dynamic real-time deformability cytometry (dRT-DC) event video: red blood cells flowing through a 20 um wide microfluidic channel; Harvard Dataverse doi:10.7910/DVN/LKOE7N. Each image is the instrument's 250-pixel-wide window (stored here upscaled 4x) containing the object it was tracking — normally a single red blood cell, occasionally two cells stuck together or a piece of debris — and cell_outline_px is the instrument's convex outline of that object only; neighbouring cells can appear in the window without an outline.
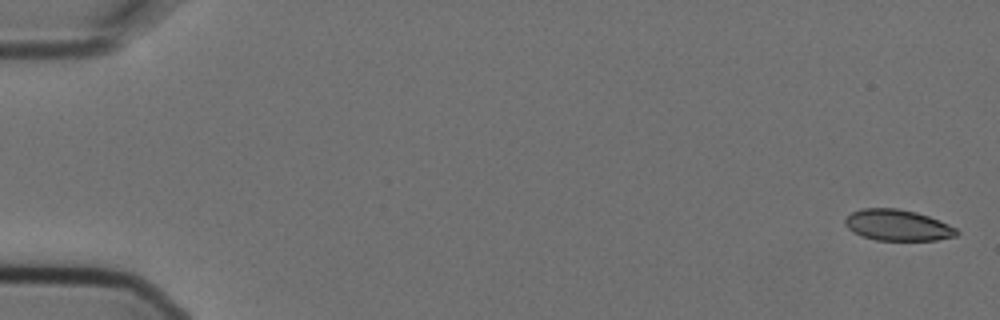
{"species": "Egyptian fruit bat (a non-hibernating species)", "species_latin": "Rousettus aegyptiacus", "temperature_condition": "cold", "stored_images_in_passage": 6, "camera_frame_rate_fps": 3000, "um_per_image_px": 0.085, "animal": {"sex": "female"}, "frame": {"image": 1, "passage_image": 1, "time_ms": 0.0, "image_size_px": [1000, 320], "cell_outline_px": [[960, 232], [956, 236], [936, 240], [876, 240], [864, 236], [848, 228], [844, 224], [844, 220], [852, 212], [864, 208], [896, 208], [916, 212], [928, 216], [948, 224], [956, 228]], "centroid_in_image_um": [76.32, 19.14], "position_along_channel_um": 8.7, "area_um2": 20.0}}
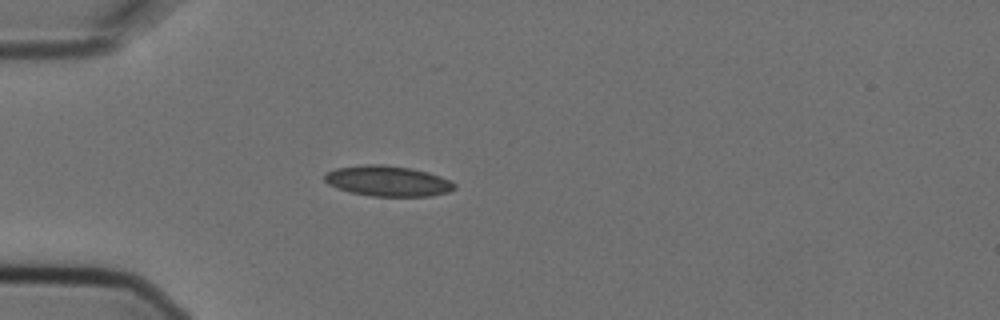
{"frame": {"image": 2, "passage_image": 5, "time_ms": 1.333, "image_size_px": [1000, 320], "cell_outline_px": [[456, 188], [448, 192], [428, 196], [372, 196], [348, 192], [328, 184], [324, 180], [324, 176], [328, 172], [336, 168], [364, 164], [384, 164], [412, 168], [428, 172], [440, 176], [456, 184]], "centroid_in_image_um": [32.95, 15.38], "position_along_channel_um": 52.0, "area_um2": 23.12}}